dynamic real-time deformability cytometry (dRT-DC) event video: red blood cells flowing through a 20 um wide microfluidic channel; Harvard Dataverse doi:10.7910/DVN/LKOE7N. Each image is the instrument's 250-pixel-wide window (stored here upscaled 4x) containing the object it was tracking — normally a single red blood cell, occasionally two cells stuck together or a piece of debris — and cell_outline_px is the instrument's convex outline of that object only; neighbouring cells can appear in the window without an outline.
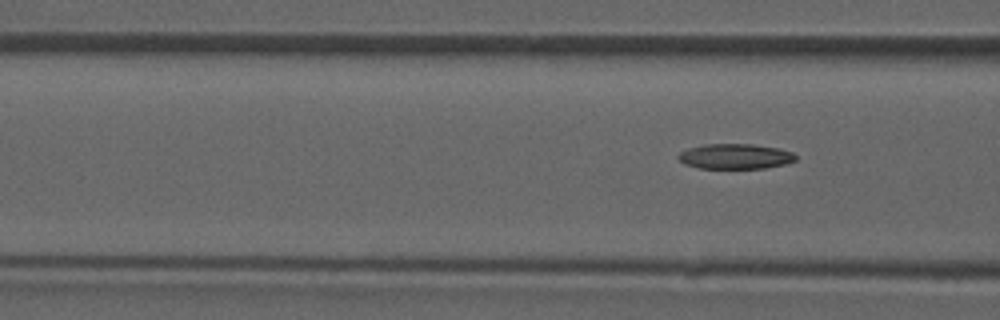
{"species": "common noctule bat (a hibernating species)", "species_latin": "Nyctalus noctula", "temperature_condition": "room temperature", "stored_images_in_passage": 7, "segment_of_instrument_passage": [2, 2], "camera_frame_rate_fps": 3000, "um_per_image_px": 0.085, "animal": {"sex": "male", "forearm_length_mm": 52.5}, "frame": {"image": 1, "passage_image": 7, "time_ms": 7.0, "image_size_px": [1000, 320], "cell_outline_px": [[796, 160], [784, 164], [764, 168], [700, 168], [684, 164], [676, 156], [680, 152], [688, 148], [704, 144], [752, 144], [780, 148], [792, 152], [796, 156]], "centroid_in_image_um": [62.48, 13.28], "position_along_channel_um": 104.1, "area_um2": 17.22}}